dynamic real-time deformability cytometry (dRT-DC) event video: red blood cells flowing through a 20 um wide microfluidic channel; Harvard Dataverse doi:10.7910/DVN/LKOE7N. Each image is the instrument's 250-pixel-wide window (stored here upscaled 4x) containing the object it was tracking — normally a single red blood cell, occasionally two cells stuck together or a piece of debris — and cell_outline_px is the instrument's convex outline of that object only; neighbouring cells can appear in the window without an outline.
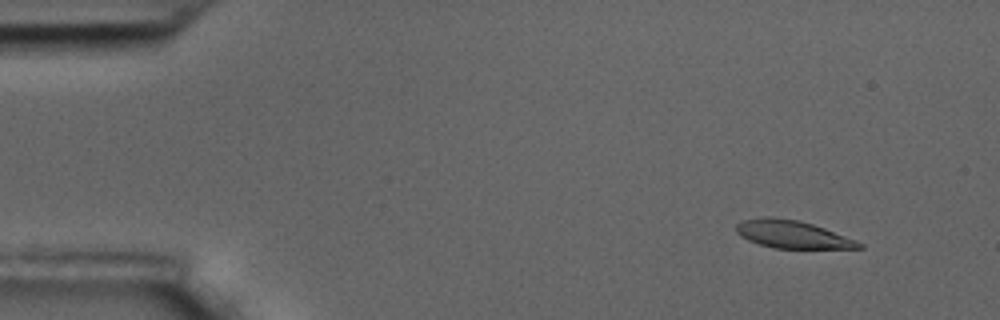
{"species": "common noctule bat (a hibernating species)", "species_latin": "Nyctalus noctula", "temperature_condition": "room temperature", "stored_images_in_passage": 9, "camera_frame_rate_fps": 3000, "um_per_image_px": 0.085, "animal": {"sex": "male", "body_mass_g": 17.5, "forearm_length_mm": 52.3}, "frame": {"image": 1, "passage_image": 2, "time_ms": 0.333, "image_size_px": [1000, 320], "cell_outline_px": [[864, 248], [772, 248], [748, 240], [740, 236], [736, 232], [736, 224], [744, 220], [760, 216], [772, 216], [800, 220], [824, 228], [856, 240], [864, 244]], "centroid_in_image_um": [67.32, 19.9], "position_along_channel_um": 17.7, "area_um2": 19.88}}
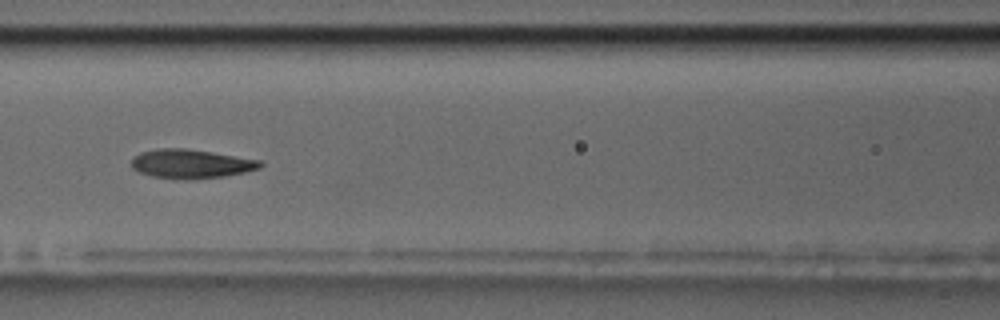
{"frame": {"image": 2, "passage_image": 8, "time_ms": 2.333, "image_size_px": [1000, 320], "cell_outline_px": [[264, 164], [260, 168], [244, 172], [224, 176], [188, 180], [152, 176], [140, 172], [132, 168], [132, 156], [140, 152], [160, 148], [184, 148], [212, 152], [260, 160]], "centroid_in_image_um": [16.22, 13.92], "position_along_channel_um": 150.4, "area_um2": 21.73}}
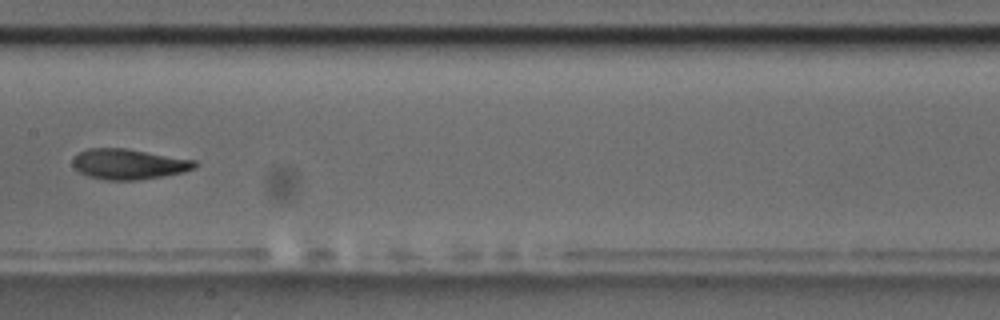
{"frame": {"image": 3, "passage_image": 9, "time_ms": 2.667, "image_size_px": [1000, 320], "cell_outline_px": [[200, 164], [196, 168], [184, 172], [164, 176], [136, 180], [104, 180], [88, 176], [80, 172], [72, 164], [72, 160], [80, 152], [88, 148], [124, 148], [196, 160]], "centroid_in_image_um": [10.98, 13.95], "position_along_channel_um": 196.4, "area_um2": 21.68}}